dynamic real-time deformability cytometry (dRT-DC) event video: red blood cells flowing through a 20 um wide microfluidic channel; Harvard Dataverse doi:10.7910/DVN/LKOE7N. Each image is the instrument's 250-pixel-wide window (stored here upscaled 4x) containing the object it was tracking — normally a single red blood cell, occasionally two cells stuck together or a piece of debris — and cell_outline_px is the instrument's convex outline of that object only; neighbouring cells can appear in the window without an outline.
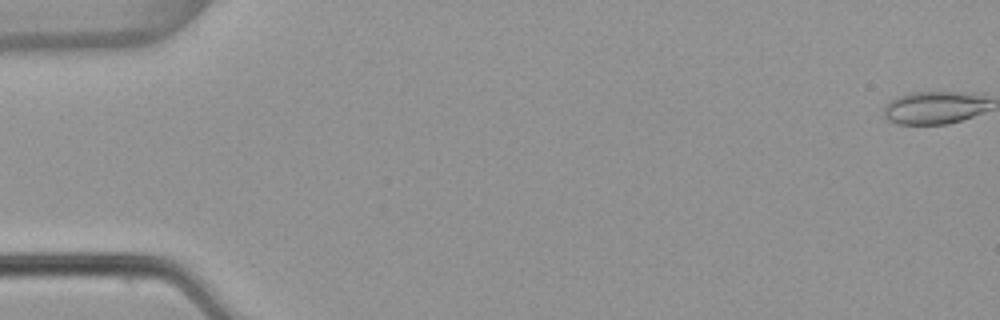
{"species": "common noctule bat (a hibernating species)", "species_latin": "Nyctalus noctula", "temperature_condition": "warm", "stored_images_in_passage": 54, "camera_frame_rate_fps": 3000, "um_per_image_px": 0.085, "animal": {"sex": "female", "body_mass_g": 22.7, "forearm_length_mm": 54.2}, "frame": {"image": 1, "passage_image": 1, "time_ms": 0.0, "image_size_px": [1000, 320], "cell_outline_px": [[984, 100], [976, 112], [968, 116], [956, 120], [936, 124], [908, 124], [904, 100], [916, 96], [960, 96]], "centroid_in_image_um": [79.86, 9.25], "position_along_channel_um": 5.1, "area_um2": 12.89}}
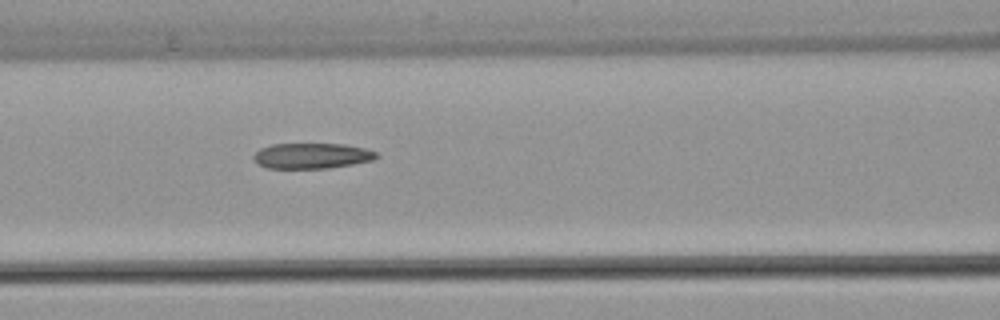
{"frame": {"image": 2, "passage_image": 24, "time_ms": 7.667, "image_size_px": [1000, 320], "cell_outline_px": [[376, 156], [364, 160], [344, 164], [316, 168], [276, 168], [264, 164], [256, 160], [256, 156], [260, 152], [268, 148], [284, 144], [328, 144], [356, 148], [372, 152]], "centroid_in_image_um": [26.44, 13.24], "position_along_channel_um": 140.2, "area_um2": 15.9}}
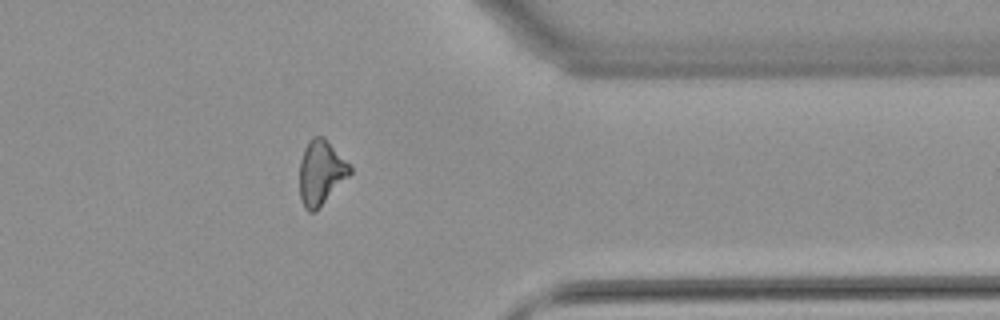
{"frame": {"image": 3, "passage_image": 44, "time_ms": 14.333, "image_size_px": [1000, 320], "cell_outline_px": [[352, 172], [316, 208], [308, 208], [304, 204], [300, 192], [300, 168], [304, 152], [308, 144], [312, 140], [324, 140], [352, 168]], "centroid_in_image_um": [27.28, 14.68], "position_along_channel_um": 384.1, "area_um2": 16.82}, "authors_computed_cell_mechanics": {"area_um2": 15.2303, "velocity_mm_per_s": 3.85, "shape_relaxation_time_tau1_ms": null, "shape_relaxation_time_tau2_ms": 3.9756, "deformation_change_tau1": null, "deformation_change_tau2": 0.1527}}